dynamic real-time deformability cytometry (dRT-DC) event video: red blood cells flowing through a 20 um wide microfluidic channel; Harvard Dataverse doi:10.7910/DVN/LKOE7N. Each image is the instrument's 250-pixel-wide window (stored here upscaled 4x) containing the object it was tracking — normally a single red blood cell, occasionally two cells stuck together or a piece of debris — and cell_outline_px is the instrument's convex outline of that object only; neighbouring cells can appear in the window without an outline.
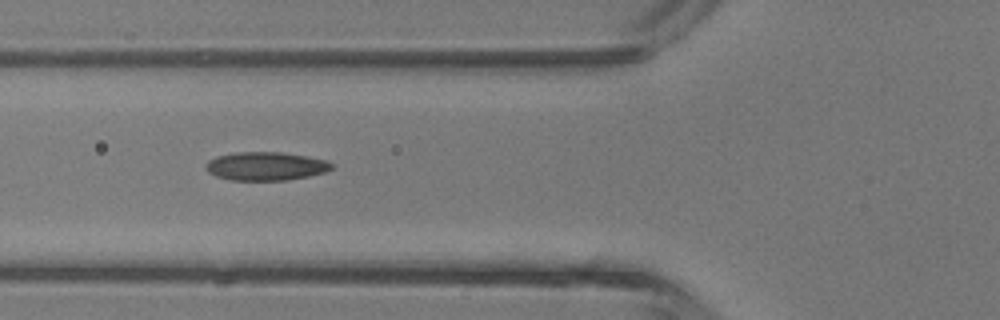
{"species": "common noctule bat (a hibernating species)", "species_latin": "Nyctalus noctula", "temperature_condition": "room temperature", "stored_images_in_passage": 8, "camera_frame_rate_fps": 3000, "um_per_image_px": 0.085, "animal": {"sex": "male", "body_mass_g": 13.3}, "frame": {"image": 1, "passage_image": 6, "time_ms": 6.0, "image_size_px": [1000, 320], "cell_outline_px": [[336, 164], [332, 168], [324, 172], [308, 176], [288, 180], [232, 180], [216, 176], [208, 172], [204, 168], [204, 164], [208, 160], [216, 156], [236, 152], [280, 152], [308, 156], [324, 160]], "centroid_in_image_um": [22.56, 14.12], "position_along_channel_um": 103.2, "area_um2": 20.98}}
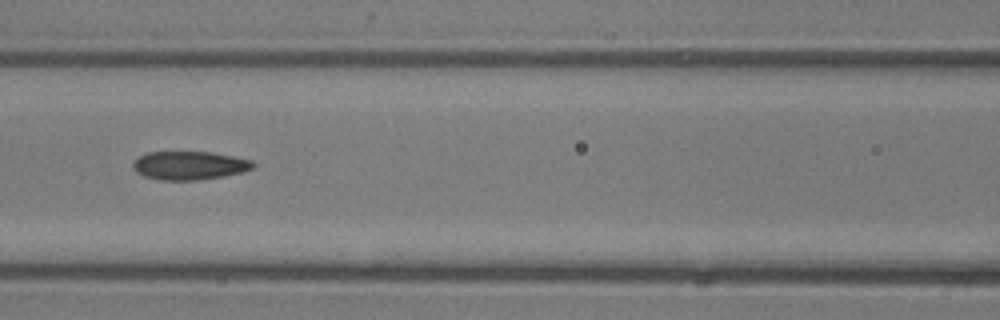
{"frame": {"image": 2, "passage_image": 7, "time_ms": 7.0, "image_size_px": [1000, 320], "cell_outline_px": [[256, 168], [224, 176], [196, 180], [160, 180], [144, 176], [136, 172], [132, 168], [132, 164], [140, 156], [148, 152], [212, 152], [252, 160], [256, 164]], "centroid_in_image_um": [16.12, 14.06], "position_along_channel_um": 150.5, "area_um2": 19.94}}
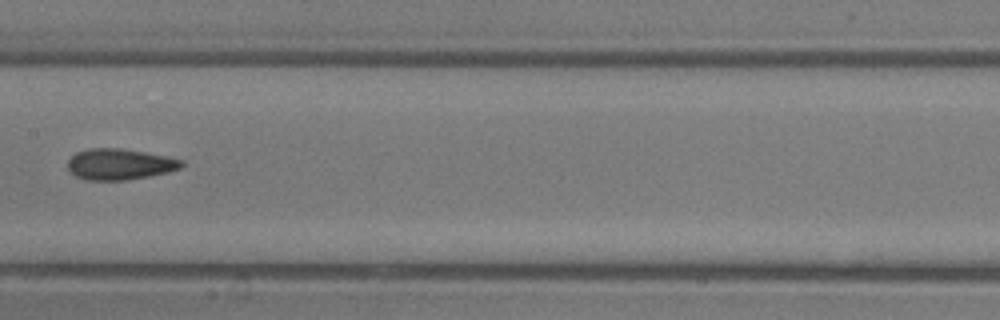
{"frame": {"image": 3, "passage_image": 8, "time_ms": 8.0, "image_size_px": [1000, 320], "cell_outline_px": [[184, 164], [180, 168], [168, 172], [148, 176], [124, 180], [88, 180], [76, 176], [68, 168], [68, 160], [76, 152], [88, 148], [120, 148], [144, 152], [184, 160]], "centroid_in_image_um": [10.17, 13.95], "position_along_channel_um": 197.2, "area_um2": 20.4}}